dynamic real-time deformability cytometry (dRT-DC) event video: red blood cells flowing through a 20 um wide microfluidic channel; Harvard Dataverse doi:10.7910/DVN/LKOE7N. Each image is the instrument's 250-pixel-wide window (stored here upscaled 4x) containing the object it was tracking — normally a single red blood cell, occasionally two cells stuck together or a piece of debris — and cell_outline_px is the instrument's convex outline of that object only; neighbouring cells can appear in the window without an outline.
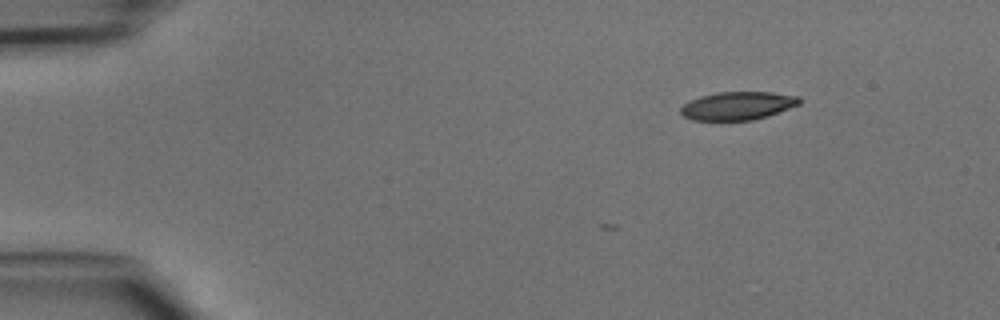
{"species": "common noctule bat (a hibernating species)", "species_latin": "Nyctalus noctula", "temperature_condition": "cold", "stored_images_in_passage": 2, "camera_frame_rate_fps": 3000, "um_per_image_px": 0.085, "animal": {"sex": "male", "body_mass_g": 15.6}, "frame": {"image": 1, "passage_image": 2, "time_ms": 0.333, "image_size_px": [1000, 320], "cell_outline_px": [[804, 100], [800, 104], [768, 116], [752, 120], [692, 120], [684, 116], [680, 112], [680, 108], [684, 104], [700, 96], [720, 92], [772, 92], [800, 96]], "centroid_in_image_um": [62.76, 8.98], "position_along_channel_um": 22.2, "area_um2": 19.54}}